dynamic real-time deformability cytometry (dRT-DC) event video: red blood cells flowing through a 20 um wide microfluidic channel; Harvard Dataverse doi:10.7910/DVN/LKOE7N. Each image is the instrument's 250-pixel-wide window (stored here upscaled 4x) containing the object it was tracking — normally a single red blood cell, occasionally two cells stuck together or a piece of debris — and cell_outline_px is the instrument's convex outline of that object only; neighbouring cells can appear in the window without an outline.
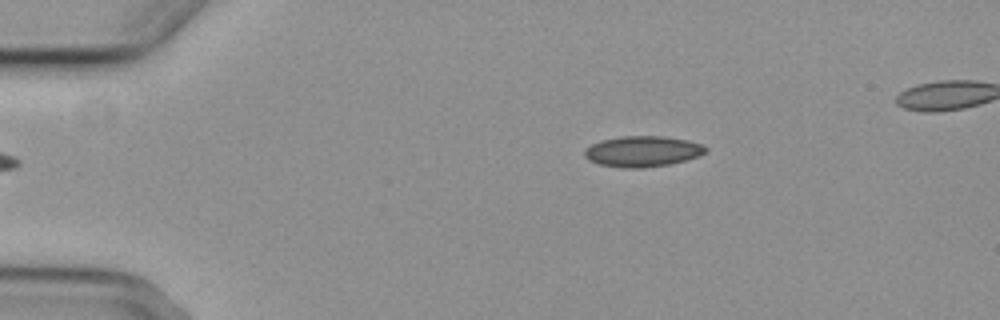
{"species": "common noctule bat (a hibernating species)", "species_latin": "Nyctalus noctula", "temperature_condition": "cold", "stored_images_in_passage": 5, "camera_frame_rate_fps": 3000, "um_per_image_px": 0.085, "animal": {"sex": "female", "body_mass_g": 29.2, "forearm_length_mm": 56.3}, "frame": {"image": 1, "passage_image": 5, "time_ms": 6.0, "image_size_px": [1000, 320], "cell_outline_px": [[708, 152], [700, 156], [668, 164], [640, 168], [620, 168], [600, 164], [588, 160], [584, 156], [584, 152], [592, 144], [600, 140], [620, 136], [664, 136], [688, 140], [700, 144], [708, 148]], "centroid_in_image_um": [54.63, 12.86], "position_along_channel_um": 30.4, "area_um2": 21.73}}